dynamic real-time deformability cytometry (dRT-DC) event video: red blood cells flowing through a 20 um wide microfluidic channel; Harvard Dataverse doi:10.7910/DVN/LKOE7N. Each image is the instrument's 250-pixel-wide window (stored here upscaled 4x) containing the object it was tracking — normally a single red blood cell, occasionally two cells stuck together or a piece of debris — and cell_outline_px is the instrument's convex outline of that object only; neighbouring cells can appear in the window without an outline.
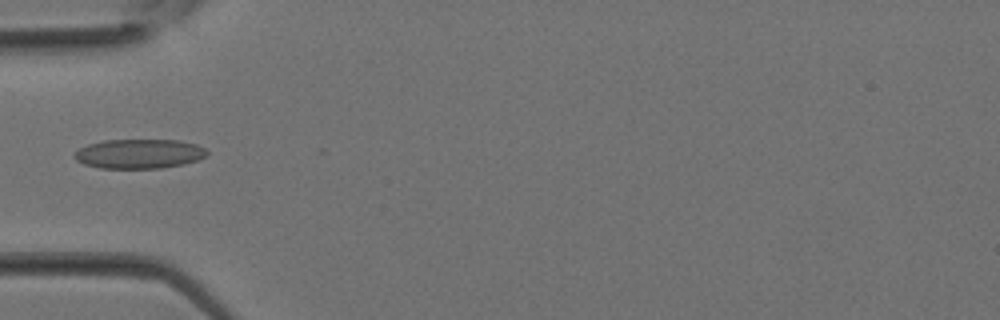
{"species": "Egyptian fruit bat (a non-hibernating species)", "species_latin": "Rousettus aegyptiacus", "temperature_condition": "room temperature", "stored_images_in_passage": 33, "camera_frame_rate_fps": 3000, "um_per_image_px": 0.085, "animal": {"sex": "female"}, "frame": {"image": 1, "passage_image": 11, "time_ms": 3.333, "image_size_px": [1000, 320], "cell_outline_px": [[208, 152], [204, 156], [196, 160], [184, 164], [160, 168], [100, 168], [84, 164], [76, 160], [76, 152], [80, 148], [88, 144], [104, 140], [176, 140], [196, 144], [204, 148]], "centroid_in_image_um": [11.82, 13.07], "position_along_channel_um": 73.2, "area_um2": 22.48}}
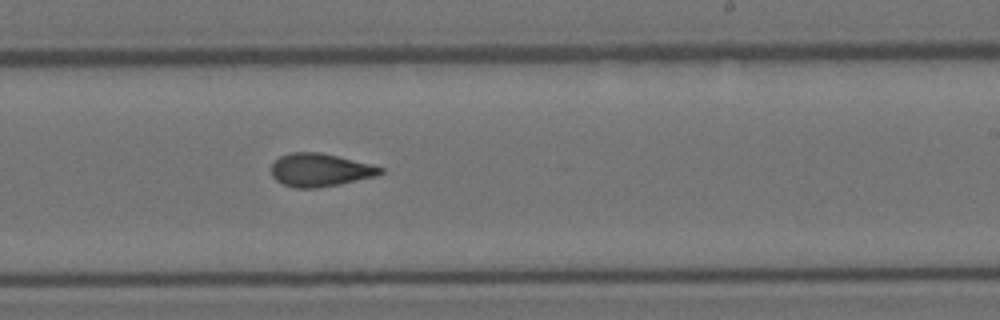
{"frame": {"image": 2, "passage_image": 20, "time_ms": 6.333, "image_size_px": [1000, 320], "cell_outline_px": [[384, 172], [376, 176], [340, 184], [316, 188], [296, 188], [284, 184], [276, 180], [272, 176], [272, 164], [280, 156], [292, 152], [320, 152], [372, 164], [384, 168]], "centroid_in_image_um": [27.22, 14.45], "position_along_channel_um": 261.8, "area_um2": 20.98}}
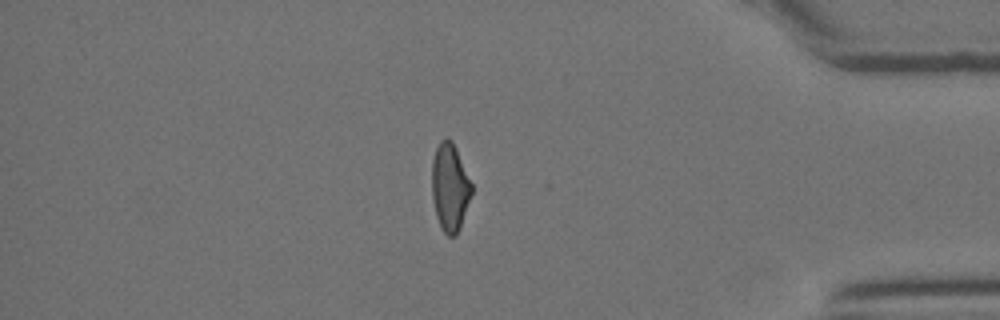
{"frame": {"image": 3, "passage_image": 28, "time_ms": 9.0, "image_size_px": [1000, 320], "cell_outline_px": [[472, 192], [460, 228], [456, 236], [448, 236], [440, 228], [436, 216], [432, 196], [432, 160], [436, 148], [440, 140], [444, 136], [448, 136], [452, 140], [456, 148], [472, 184]], "centroid_in_image_um": [38.23, 15.9], "position_along_channel_um": 397.0, "area_um2": 20.46}}